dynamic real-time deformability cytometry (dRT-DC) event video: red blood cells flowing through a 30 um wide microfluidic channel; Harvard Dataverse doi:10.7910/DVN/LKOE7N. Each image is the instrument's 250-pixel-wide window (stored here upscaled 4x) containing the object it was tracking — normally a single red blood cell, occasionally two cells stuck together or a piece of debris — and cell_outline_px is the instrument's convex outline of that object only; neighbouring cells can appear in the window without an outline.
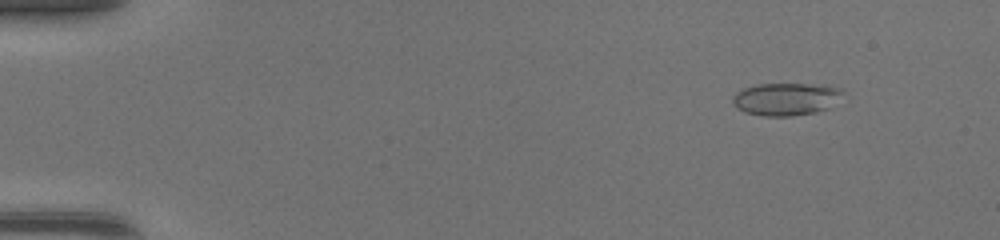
{"species": "common noctule bat (a hibernating species)", "species_latin": "Nyctalus noctula", "temperature_condition": "warm", "stored_images_in_passage": 49, "camera_frame_rate_fps": 3000, "um_per_image_px": 0.085, "animal": {"sex": "female", "body_mass_g": 17.0, "forearm_length_mm": 48.0}, "frame": {"image": 1, "passage_image": 6, "time_ms": 1.667, "image_size_px": [1000, 240], "cell_outline_px": [[840, 92], [828, 108], [812, 112], [792, 116], [764, 116], [744, 112], [736, 108], [732, 104], [732, 96], [736, 92], [744, 88], [760, 84], [828, 84], [840, 88]], "centroid_in_image_um": [66.71, 8.41], "position_along_channel_um": 18.3, "area_um2": 20.63}}
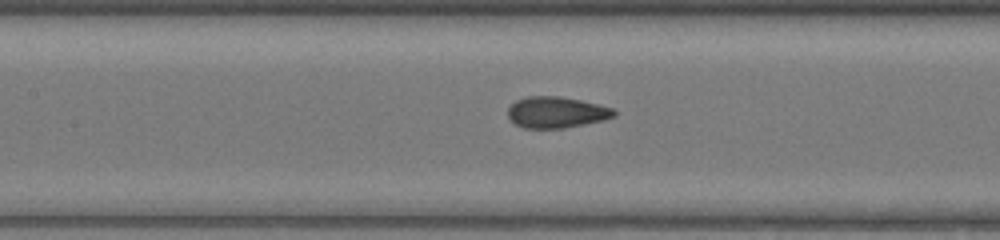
{"frame": {"image": 2, "passage_image": 24, "time_ms": 7.667, "image_size_px": [1000, 240], "cell_outline_px": [[616, 116], [604, 120], [564, 128], [524, 128], [516, 124], [508, 116], [508, 108], [516, 100], [528, 96], [560, 96], [600, 104], [612, 108], [616, 112]], "centroid_in_image_um": [47.31, 9.54], "position_along_channel_um": 160.1, "area_um2": 19.31}}
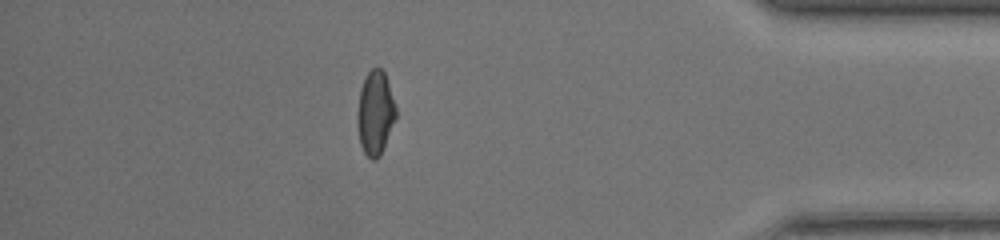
{"frame": {"image": 3, "passage_image": 43, "time_ms": 14.0, "image_size_px": [1000, 240], "cell_outline_px": [[396, 116], [380, 156], [376, 160], [372, 160], [364, 152], [360, 144], [356, 124], [356, 120], [360, 88], [368, 72], [372, 68], [380, 68], [384, 72], [396, 108]], "centroid_in_image_um": [31.87, 9.62], "position_along_channel_um": 403.3, "area_um2": 18.67}, "authors_computed_cell_mechanics": {"area_um2": 19.3052, "velocity_mm_per_s": 4.4176, "shape_relaxation_time_tau1_ms": null, "shape_relaxation_time_tau2_ms": 0.72, "deformation_change_tau1": null, "deformation_change_tau2": 0.0512}}